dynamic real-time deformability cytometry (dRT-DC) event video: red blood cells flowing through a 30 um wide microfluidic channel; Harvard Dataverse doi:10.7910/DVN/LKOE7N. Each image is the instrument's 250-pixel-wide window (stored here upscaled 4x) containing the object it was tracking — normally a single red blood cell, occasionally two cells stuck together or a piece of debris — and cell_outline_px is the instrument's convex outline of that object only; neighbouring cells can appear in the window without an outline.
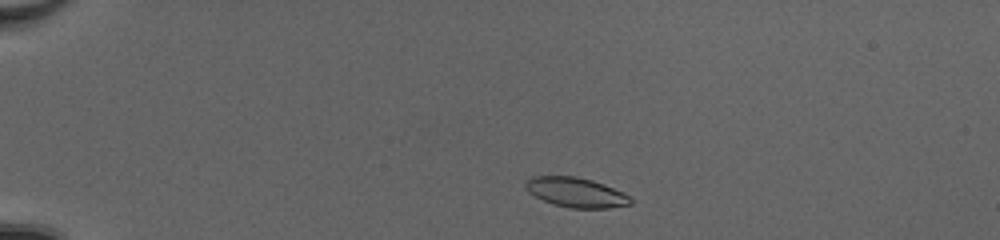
{"species": "common noctule bat (a hibernating species)", "species_latin": "Nyctalus noctula", "temperature_condition": "cold", "stored_images_in_passage": 42, "camera_frame_rate_fps": 3000, "um_per_image_px": 0.085, "animal": {"sex": "female", "body_mass_g": 20.0, "forearm_length_mm": 54.0}, "frame": {"image": 1, "passage_image": 3, "time_ms": 0.667, "image_size_px": [1000, 240], "cell_outline_px": [[632, 204], [608, 208], [568, 208], [552, 204], [528, 192], [524, 188], [524, 184], [532, 176], [576, 176], [592, 180], [604, 184], [624, 192], [632, 200]], "centroid_in_image_um": [48.96, 16.35], "position_along_channel_um": 36.0, "area_um2": 18.26}}
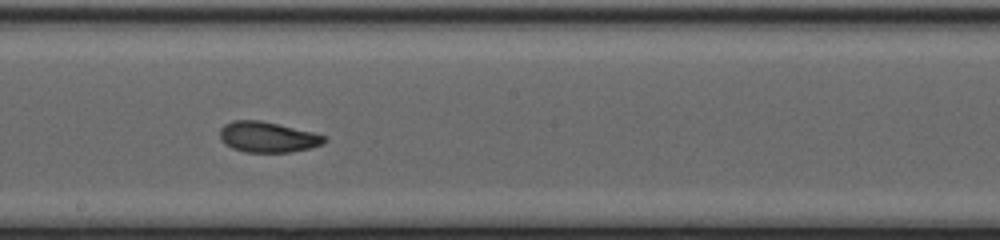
{"frame": {"image": 2, "passage_image": 22, "time_ms": 7.0, "image_size_px": [1000, 240], "cell_outline_px": [[328, 140], [324, 144], [312, 148], [292, 152], [244, 152], [232, 148], [224, 144], [220, 140], [220, 128], [224, 124], [232, 120], [260, 120], [312, 132], [324, 136]], "centroid_in_image_um": [22.74, 11.66], "position_along_channel_um": 225.5, "area_um2": 18.79}}
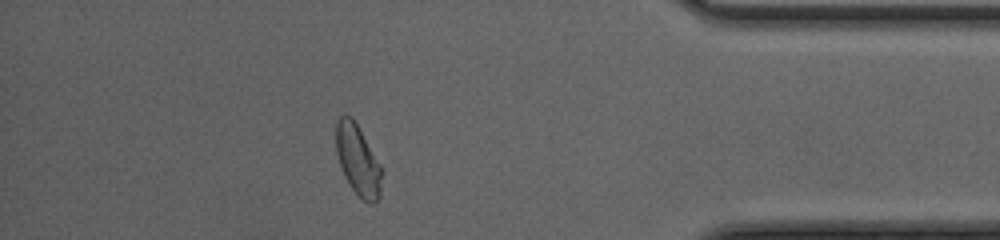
{"frame": {"image": 3, "passage_image": 37, "time_ms": 12.0, "image_size_px": [1000, 240], "cell_outline_px": [[380, 196], [376, 204], [368, 204], [360, 200], [344, 176], [336, 152], [336, 120], [344, 112], [352, 116], [380, 164]], "centroid_in_image_um": [30.39, 13.61], "position_along_channel_um": 404.8, "area_um2": 18.84}, "authors_computed_cell_mechanics": {"area_um2": 18.8139, "velocity_mm_per_s": 4.1531, "shape_relaxation_time_tau1_ms": 3.8976, "shape_relaxation_time_tau2_ms": 1.8161, "deformation_change_tau1": 0.1185, "deformation_change_tau2": 0.0752}}